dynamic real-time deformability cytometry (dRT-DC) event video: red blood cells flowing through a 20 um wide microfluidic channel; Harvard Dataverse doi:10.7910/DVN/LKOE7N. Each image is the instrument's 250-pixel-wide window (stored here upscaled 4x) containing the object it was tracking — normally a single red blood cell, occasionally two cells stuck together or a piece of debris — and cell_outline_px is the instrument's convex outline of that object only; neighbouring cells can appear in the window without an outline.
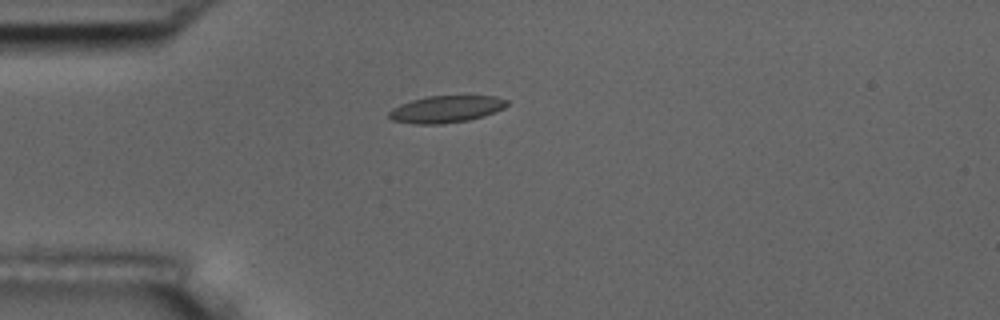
{"species": "common noctule bat (a hibernating species)", "species_latin": "Nyctalus noctula", "temperature_condition": "room temperature", "stored_images_in_passage": 10, "camera_frame_rate_fps": 3000, "um_per_image_px": 0.085, "animal": {"sex": "male", "body_mass_g": 17.5, "forearm_length_mm": 52.3}, "frame": {"image": 1, "passage_image": 5, "time_ms": 4.667, "image_size_px": [1000, 320], "cell_outline_px": [[508, 104], [504, 108], [484, 116], [468, 120], [440, 124], [412, 124], [392, 120], [388, 116], [388, 112], [392, 108], [400, 104], [412, 100], [428, 96], [496, 96], [508, 100]], "centroid_in_image_um": [37.9, 9.28], "position_along_channel_um": 47.1, "area_um2": 18.55}}
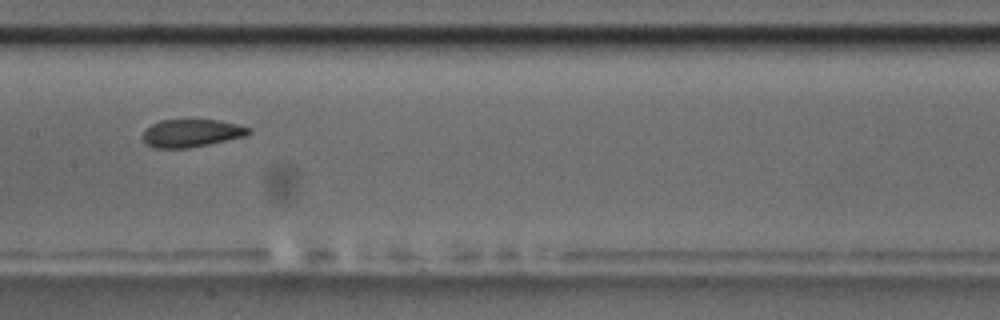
{"frame": {"image": 2, "passage_image": 9, "time_ms": 9.0, "image_size_px": [1000, 320], "cell_outline_px": [[252, 132], [244, 136], [208, 144], [188, 148], [152, 148], [144, 140], [144, 132], [152, 124], [160, 120], [216, 120], [236, 124], [252, 128]], "centroid_in_image_um": [16.29, 11.32], "position_along_channel_um": 191.1, "area_um2": 16.88}}
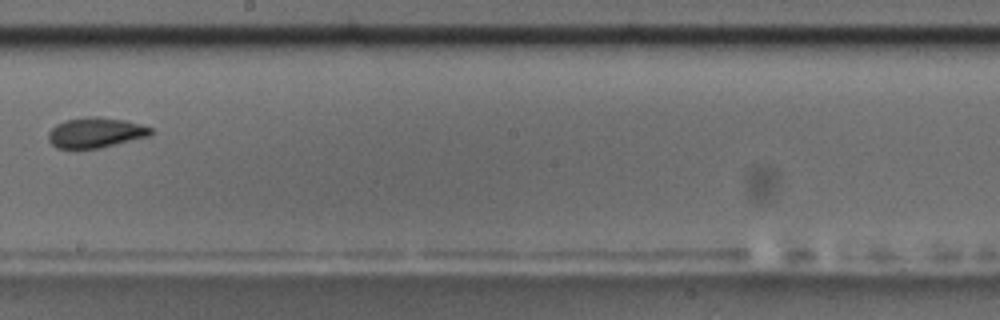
{"frame": {"image": 3, "passage_image": 10, "time_ms": 10.333, "image_size_px": [1000, 320], "cell_outline_px": [[152, 132], [148, 136], [100, 148], [56, 148], [48, 140], [48, 132], [56, 124], [64, 120], [84, 116], [96, 116], [124, 120], [140, 124], [152, 128]], "centroid_in_image_um": [8.08, 11.26], "position_along_channel_um": 240.1, "area_um2": 18.03}}